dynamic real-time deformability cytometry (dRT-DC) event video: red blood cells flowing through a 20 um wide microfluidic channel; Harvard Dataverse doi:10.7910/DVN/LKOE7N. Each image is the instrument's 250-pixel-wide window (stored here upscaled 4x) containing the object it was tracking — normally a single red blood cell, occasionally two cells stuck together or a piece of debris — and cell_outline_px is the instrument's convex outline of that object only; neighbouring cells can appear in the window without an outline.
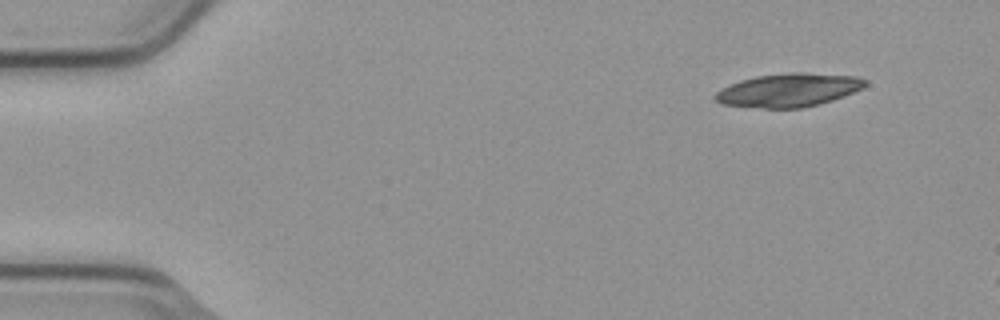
{"species": "common noctule bat (a hibernating species)", "species_latin": "Nyctalus noctula", "temperature_condition": "cold", "stored_images_in_passage": 4, "camera_frame_rate_fps": 3000, "um_per_image_px": 0.085, "animal": {"sex": "male", "body_mass_g": 23.1, "forearm_length_mm": 52.7}, "frame": {"image": 1, "passage_image": 1, "time_ms": 0.0, "image_size_px": [1000, 320], "cell_outline_px": [[868, 84], [844, 96], [820, 104], [800, 108], [764, 108], [720, 104], [712, 96], [716, 92], [740, 80], [756, 76], [792, 72], [804, 72], [856, 76], [868, 80]], "centroid_in_image_um": [67.04, 7.65], "position_along_channel_um": 18.0, "area_um2": 29.13}}